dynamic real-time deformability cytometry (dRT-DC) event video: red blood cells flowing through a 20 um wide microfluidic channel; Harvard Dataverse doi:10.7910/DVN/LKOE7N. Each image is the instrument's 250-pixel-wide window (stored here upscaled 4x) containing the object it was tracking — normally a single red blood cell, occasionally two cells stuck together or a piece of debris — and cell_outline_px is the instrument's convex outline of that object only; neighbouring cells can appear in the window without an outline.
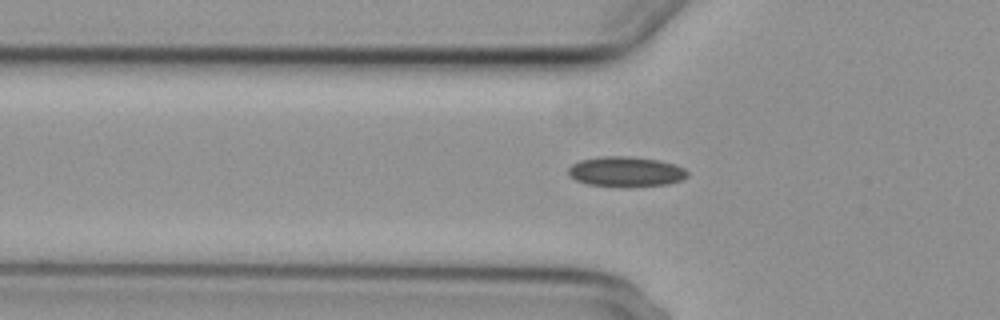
{"species": "common noctule bat (a hibernating species)", "species_latin": "Nyctalus noctula", "temperature_condition": "cold", "stored_images_in_passage": 40, "camera_frame_rate_fps": 3000, "um_per_image_px": 0.085, "animal": {"sex": "female", "body_mass_g": 29.2, "forearm_length_mm": 56.3}, "frame": {"image": 1, "passage_image": 9, "time_ms": 2.667, "image_size_px": [1000, 320], "cell_outline_px": [[688, 176], [680, 180], [668, 184], [620, 188], [588, 184], [576, 180], [568, 176], [568, 168], [572, 164], [580, 160], [600, 156], [632, 156], [660, 160], [676, 164], [684, 168], [688, 172]], "centroid_in_image_um": [53.19, 14.59], "position_along_channel_um": 72.6, "area_um2": 21.39}}
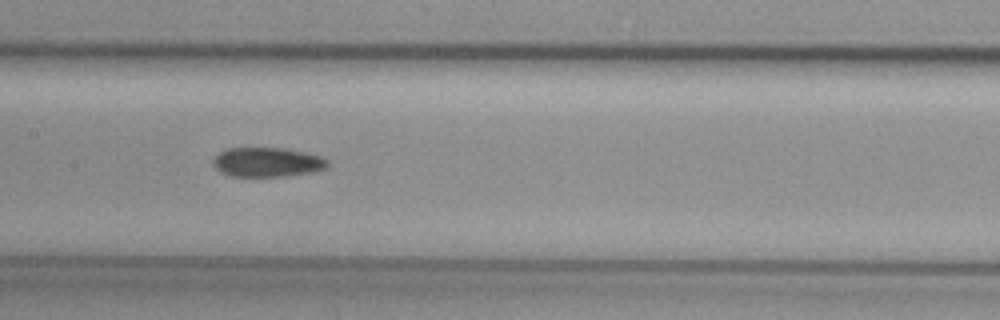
{"frame": {"image": 2, "passage_image": 18, "time_ms": 5.667, "image_size_px": [1000, 320], "cell_outline_px": [[328, 168], [312, 172], [284, 176], [232, 176], [220, 172], [212, 164], [212, 160], [220, 152], [228, 148], [284, 148], [324, 156], [328, 160]], "centroid_in_image_um": [22.74, 13.78], "position_along_channel_um": 184.7, "area_um2": 19.71}}
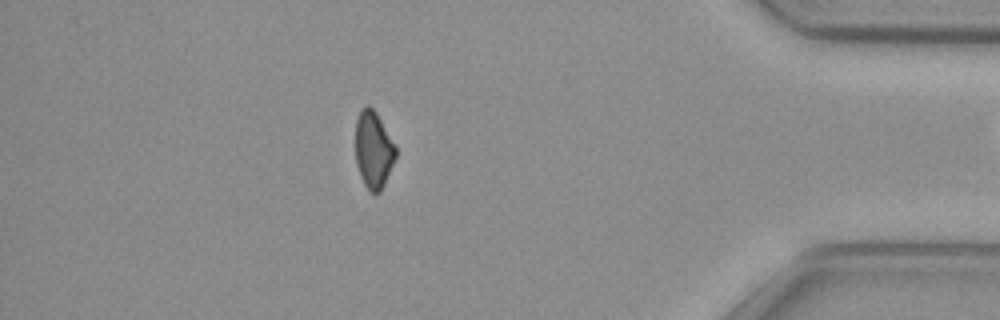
{"frame": {"image": 3, "passage_image": 39, "time_ms": 12.667, "image_size_px": [1000, 320], "cell_outline_px": [[396, 156], [384, 184], [380, 192], [372, 192], [364, 184], [360, 176], [356, 164], [356, 120], [360, 108], [368, 104], [376, 112], [396, 148]], "centroid_in_image_um": [31.72, 12.7], "position_along_channel_um": 403.5, "area_um2": 17.8}}